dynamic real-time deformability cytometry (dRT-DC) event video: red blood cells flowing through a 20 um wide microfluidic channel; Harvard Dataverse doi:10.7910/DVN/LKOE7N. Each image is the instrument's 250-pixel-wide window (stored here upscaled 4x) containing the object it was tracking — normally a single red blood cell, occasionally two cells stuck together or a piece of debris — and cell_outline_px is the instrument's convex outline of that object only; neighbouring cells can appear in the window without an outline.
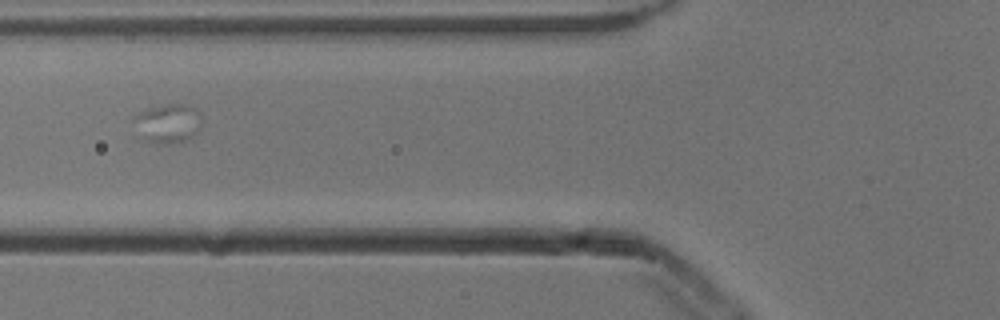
{"species": "common noctule bat (a hibernating species)", "species_latin": "Nyctalus noctula", "temperature_condition": "cold", "stored_images_in_passage": 21, "camera_frame_rate_fps": 3000, "um_per_image_px": 0.085, "animal": {"sex": "male", "body_mass_g": 13.3}, "frame": {"image": 1, "passage_image": 15, "time_ms": 4.667, "image_size_px": [1000, 320], "cell_outline_px": [[200, 128], [192, 136], [184, 140], [172, 144], [160, 144], [144, 140], [132, 120], [132, 116], [140, 112], [164, 104], [188, 104], [196, 108], [200, 116]], "centroid_in_image_um": [14.26, 10.48], "position_along_channel_um": 111.5, "area_um2": 15.37}}
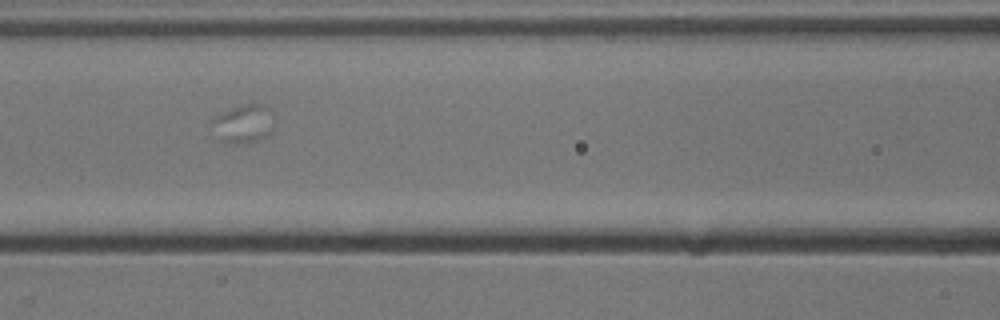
{"frame": {"image": 2, "passage_image": 18, "time_ms": 5.667, "image_size_px": [1000, 320], "cell_outline_px": [[276, 124], [272, 132], [268, 136], [260, 140], [244, 144], [236, 144], [216, 140], [212, 120], [212, 116], [220, 112], [244, 104], [264, 104], [268, 108], [276, 120]], "centroid_in_image_um": [20.72, 10.54], "position_along_channel_um": 145.9, "area_um2": 14.57}}